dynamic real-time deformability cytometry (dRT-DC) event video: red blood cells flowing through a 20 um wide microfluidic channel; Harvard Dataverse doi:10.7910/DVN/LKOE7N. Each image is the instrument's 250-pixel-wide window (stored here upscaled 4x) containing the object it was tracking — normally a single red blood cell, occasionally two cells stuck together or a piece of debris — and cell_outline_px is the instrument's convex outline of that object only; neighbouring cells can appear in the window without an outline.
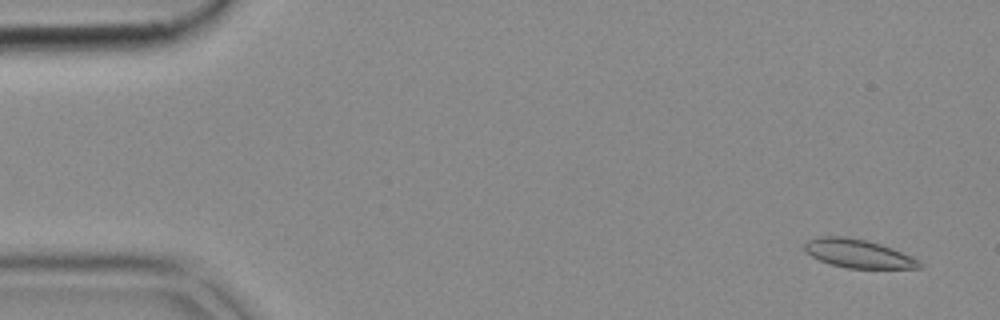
{"species": "common noctule bat (a hibernating species)", "species_latin": "Nyctalus noctula", "temperature_condition": "cold", "stored_images_in_passage": 52, "camera_frame_rate_fps": 3000, "um_per_image_px": 0.085, "animal": {"sex": "female", "body_mass_g": 18.4}, "frame": {"image": 1, "passage_image": 3, "time_ms": 0.667, "image_size_px": [1000, 320], "cell_outline_px": [[924, 264], [920, 268], [848, 268], [832, 264], [820, 260], [812, 256], [804, 248], [804, 244], [808, 240], [816, 236], [844, 236], [868, 240], [880, 244], [912, 256], [920, 260]], "centroid_in_image_um": [72.97, 21.54], "position_along_channel_um": 12.0, "area_um2": 19.02}}
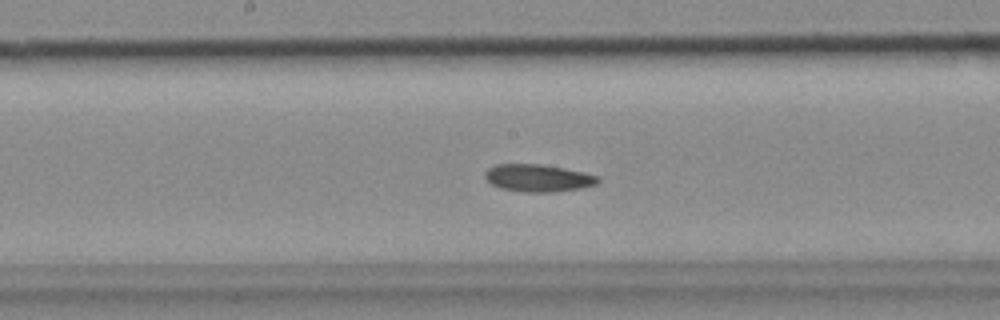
{"frame": {"image": 2, "passage_image": 27, "time_ms": 8.667, "image_size_px": [1000, 320], "cell_outline_px": [[600, 180], [596, 184], [580, 188], [552, 192], [524, 192], [500, 188], [492, 184], [484, 176], [484, 172], [488, 168], [496, 164], [540, 164], [564, 168], [584, 172], [600, 176]], "centroid_in_image_um": [45.74, 15.12], "position_along_channel_um": 202.5, "area_um2": 18.03}}
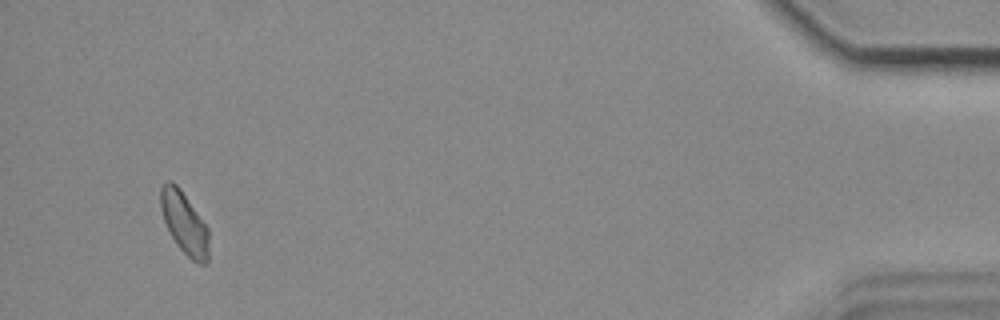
{"frame": {"image": 3, "passage_image": 50, "time_ms": 16.333, "image_size_px": [1000, 320], "cell_outline_px": [[208, 260], [204, 264], [196, 264], [176, 244], [164, 220], [160, 208], [160, 188], [168, 180], [172, 180], [180, 188], [208, 228]], "centroid_in_image_um": [15.66, 18.95], "position_along_channel_um": 419.5, "area_um2": 17.28}}